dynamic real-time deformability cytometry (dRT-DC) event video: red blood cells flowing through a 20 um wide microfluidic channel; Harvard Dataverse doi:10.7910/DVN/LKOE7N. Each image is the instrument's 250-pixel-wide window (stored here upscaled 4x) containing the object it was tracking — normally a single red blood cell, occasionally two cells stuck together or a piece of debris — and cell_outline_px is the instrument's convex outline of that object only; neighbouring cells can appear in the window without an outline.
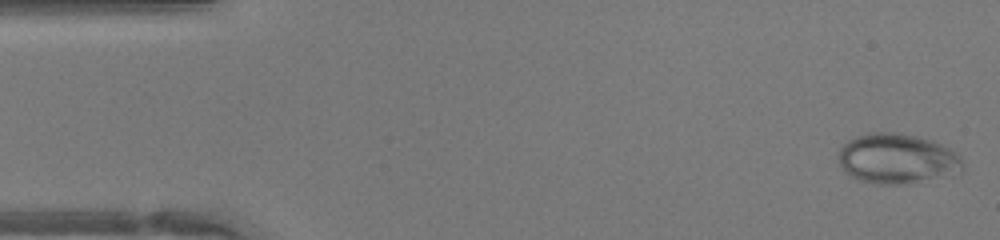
{"species": "human", "species_latin": "Homo sapiens", "temperature_condition": "warm", "stored_images_in_passage": 45, "camera_frame_rate_fps": 3000, "um_per_image_px": 0.085, "donor": {"sex": "female"}, "frame": {"image": 1, "passage_image": 1, "time_ms": 0.0, "image_size_px": [1000, 240], "cell_outline_px": [[964, 172], [900, 184], [876, 184], [860, 180], [852, 176], [840, 164], [840, 148], [848, 140], [856, 136], [868, 132], [896, 132], [916, 136], [932, 140], [956, 152], [960, 156], [964, 168]], "centroid_in_image_um": [76.28, 13.47], "position_along_channel_um": 8.7, "area_um2": 35.89}}
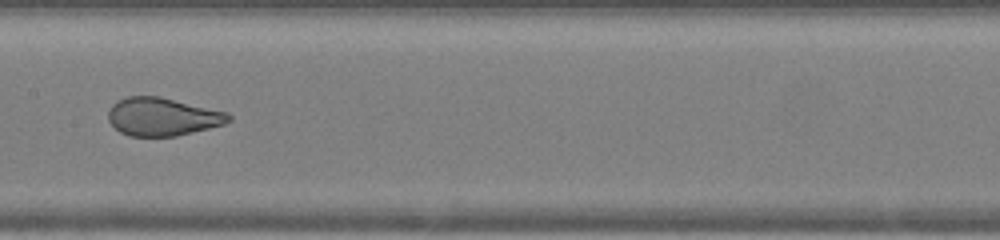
{"frame": {"image": 2, "passage_image": 22, "time_ms": 7.0, "image_size_px": [1000, 240], "cell_outline_px": [[232, 120], [224, 124], [176, 136], [128, 136], [120, 132], [108, 120], [108, 108], [112, 104], [128, 96], [160, 96], [228, 112], [232, 116]], "centroid_in_image_um": [13.82, 9.91], "position_along_channel_um": 193.6, "area_um2": 26.76}}
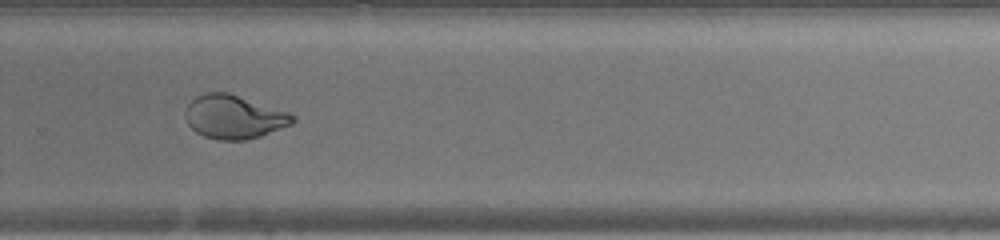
{"frame": {"image": 3, "passage_image": 30, "time_ms": 9.667, "image_size_px": [1000, 240], "cell_outline_px": [[296, 120], [292, 124], [260, 136], [248, 140], [220, 140], [204, 136], [196, 132], [188, 124], [184, 116], [184, 112], [188, 104], [196, 96], [208, 92], [228, 92], [292, 112], [296, 116]], "centroid_in_image_um": [19.92, 9.93], "position_along_channel_um": 309.9, "area_um2": 27.63}}